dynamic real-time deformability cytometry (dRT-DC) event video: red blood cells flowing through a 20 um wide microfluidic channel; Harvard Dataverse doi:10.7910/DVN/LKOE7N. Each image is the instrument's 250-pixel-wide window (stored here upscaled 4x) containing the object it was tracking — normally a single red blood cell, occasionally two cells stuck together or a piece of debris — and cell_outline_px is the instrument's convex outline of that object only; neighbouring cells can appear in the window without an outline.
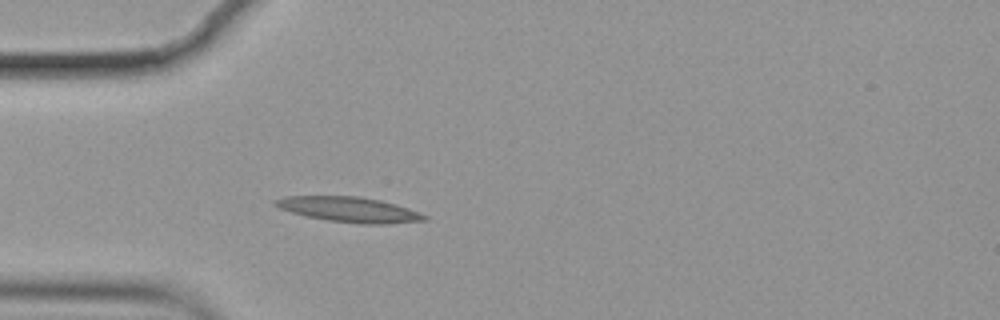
{"species": "common noctule bat (a hibernating species)", "species_latin": "Nyctalus noctula", "temperature_condition": "cold", "stored_images_in_passage": 4, "camera_frame_rate_fps": 3000, "um_per_image_px": 0.085, "animal": {"sex": "female", "body_mass_g": 19.9}, "frame": {"image": 1, "passage_image": 4, "time_ms": 1.0, "image_size_px": [1000, 320], "cell_outline_px": [[428, 220], [388, 224], [360, 224], [328, 220], [308, 216], [292, 212], [280, 208], [272, 204], [272, 200], [284, 196], [360, 196], [380, 200], [396, 204], [408, 208], [428, 216]], "centroid_in_image_um": [29.69, 17.8], "position_along_channel_um": 55.3, "area_um2": 21.91}}